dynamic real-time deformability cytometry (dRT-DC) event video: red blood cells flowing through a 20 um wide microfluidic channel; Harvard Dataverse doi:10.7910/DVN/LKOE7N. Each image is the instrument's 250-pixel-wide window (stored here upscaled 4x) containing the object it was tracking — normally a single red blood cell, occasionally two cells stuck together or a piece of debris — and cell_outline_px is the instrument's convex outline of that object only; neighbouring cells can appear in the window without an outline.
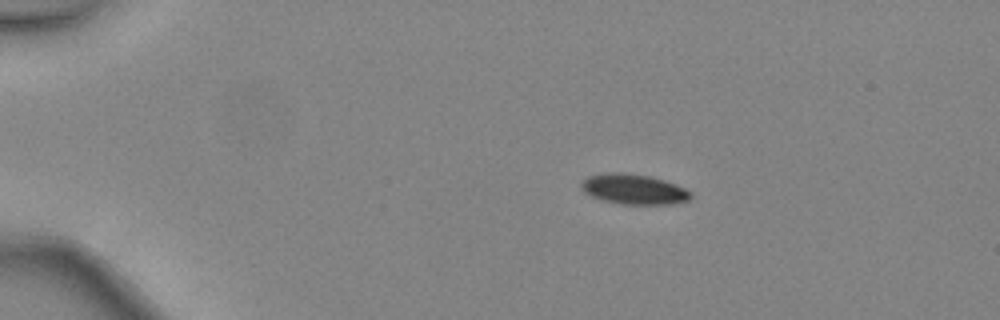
{"species": "common noctule bat (a hibernating species)", "species_latin": "Nyctalus noctula", "temperature_condition": "warm", "stored_images_in_passage": 44, "camera_frame_rate_fps": 3000, "um_per_image_px": 0.085, "animal": {"sex": "female", "body_mass_g": 24.6, "forearm_length_mm": 56.2}, "frame": {"image": 1, "passage_image": 6, "time_ms": 1.667, "image_size_px": [1000, 320], "cell_outline_px": [[692, 196], [688, 200], [668, 204], [620, 204], [604, 200], [592, 196], [584, 192], [580, 184], [588, 176], [608, 172], [624, 172], [652, 176], [676, 184], [692, 192]], "centroid_in_image_um": [53.88, 16.07], "position_along_channel_um": 31.1, "area_um2": 19.25}}
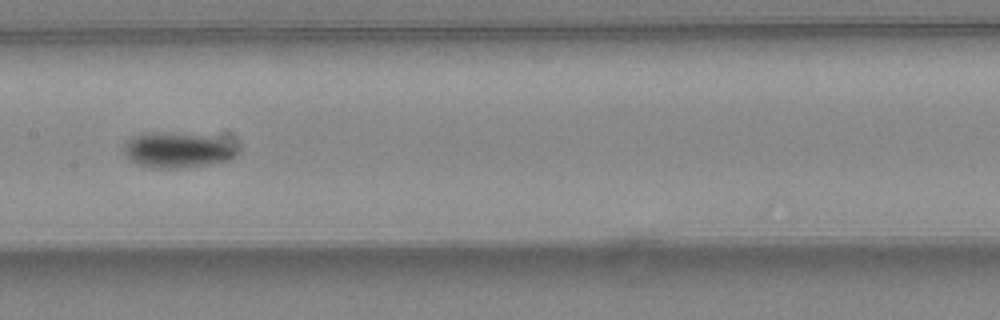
{"frame": {"image": 2, "passage_image": 22, "time_ms": 7.0, "image_size_px": [1000, 320], "cell_outline_px": [[240, 152], [236, 156], [220, 164], [180, 168], [156, 168], [140, 164], [132, 160], [124, 152], [124, 144], [128, 140], [144, 132], [152, 132], [204, 136], [236, 144], [240, 148]], "centroid_in_image_um": [15.17, 12.78], "position_along_channel_um": 192.2, "area_um2": 23.24}}
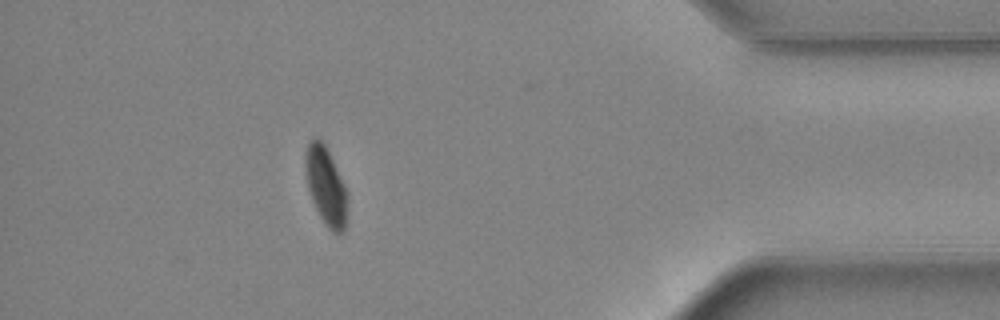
{"frame": {"image": 3, "passage_image": 39, "time_ms": 12.667, "image_size_px": [1000, 320], "cell_outline_px": [[348, 216], [344, 232], [332, 232], [328, 228], [320, 216], [312, 200], [308, 188], [304, 172], [304, 156], [308, 140], [316, 136], [324, 144], [348, 192]], "centroid_in_image_um": [27.7, 15.82], "position_along_channel_um": 407.5, "area_um2": 19.42}, "authors_computed_cell_mechanics": {"area_um2": 20.5479, "velocity_mm_per_s": 4.4828, "shape_relaxation_time_tau1_ms": 3.4605, "shape_relaxation_time_tau2_ms": null, "deformation_change_tau1": 0.1094, "deformation_change_tau2": null}}